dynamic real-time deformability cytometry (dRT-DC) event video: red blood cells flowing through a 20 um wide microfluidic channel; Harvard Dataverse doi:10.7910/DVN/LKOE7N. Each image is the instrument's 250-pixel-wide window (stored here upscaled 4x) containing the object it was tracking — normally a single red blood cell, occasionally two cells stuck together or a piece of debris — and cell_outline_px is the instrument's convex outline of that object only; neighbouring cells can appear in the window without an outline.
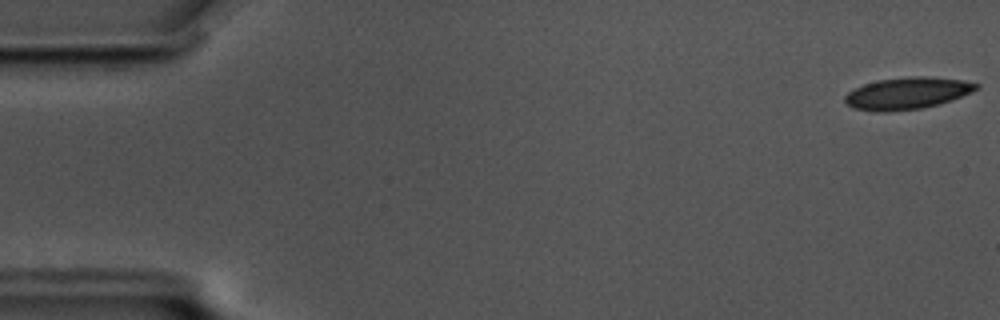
{"species": "common noctule bat (a hibernating species)", "species_latin": "Nyctalus noctula", "temperature_condition": "cold", "stored_images_in_passage": 10, "camera_frame_rate_fps": 3000, "um_per_image_px": 0.085, "animal": {"sex": "male", "body_mass_g": 17.5, "forearm_length_mm": 52.3}, "frame": {"image": 1, "passage_image": 1, "time_ms": 0.0, "image_size_px": [1000, 320], "cell_outline_px": [[980, 88], [972, 92], [952, 100], [940, 104], [924, 108], [888, 112], [876, 112], [852, 108], [844, 100], [844, 96], [848, 92], [864, 84], [876, 80], [912, 76], [928, 76], [960, 80], [980, 84]], "centroid_in_image_um": [77.12, 7.94], "position_along_channel_um": 7.9, "area_um2": 24.62}}